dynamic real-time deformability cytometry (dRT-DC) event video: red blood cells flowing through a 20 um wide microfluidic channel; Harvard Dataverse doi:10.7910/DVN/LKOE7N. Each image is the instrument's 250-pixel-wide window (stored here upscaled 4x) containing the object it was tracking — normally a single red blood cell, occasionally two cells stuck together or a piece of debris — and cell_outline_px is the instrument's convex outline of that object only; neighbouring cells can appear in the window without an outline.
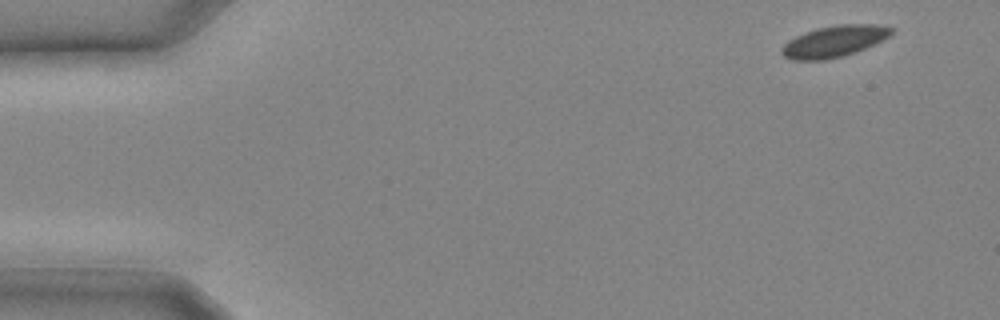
{"species": "common noctule bat (a hibernating species)", "species_latin": "Nyctalus noctula", "temperature_condition": "cold", "stored_images_in_passage": 11, "camera_frame_rate_fps": 3000, "um_per_image_px": 0.085, "animal": {"sex": "male", "body_mass_g": 20.4}, "frame": {"image": 1, "passage_image": 1, "time_ms": 0.0, "image_size_px": [1000, 320], "cell_outline_px": [[896, 28], [884, 40], [856, 52], [844, 56], [824, 60], [792, 60], [784, 56], [780, 52], [780, 48], [788, 40], [804, 32], [816, 28], [840, 24], [880, 24]], "centroid_in_image_um": [70.91, 3.51], "position_along_channel_um": 14.1, "area_um2": 20.35}}
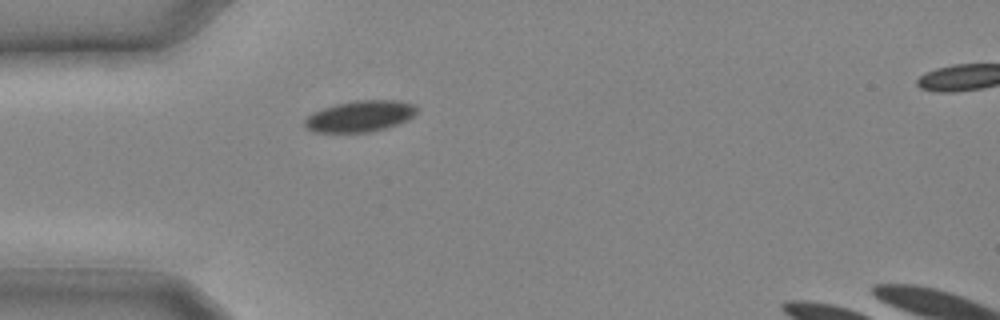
{"frame": {"image": 2, "passage_image": 7, "time_ms": 2.0, "image_size_px": [1000, 320], "cell_outline_px": [[416, 112], [408, 120], [384, 128], [368, 132], [312, 132], [304, 124], [304, 120], [312, 112], [336, 104], [356, 100], [396, 100], [416, 104]], "centroid_in_image_um": [30.59, 9.87], "position_along_channel_um": 54.4, "area_um2": 20.23}}
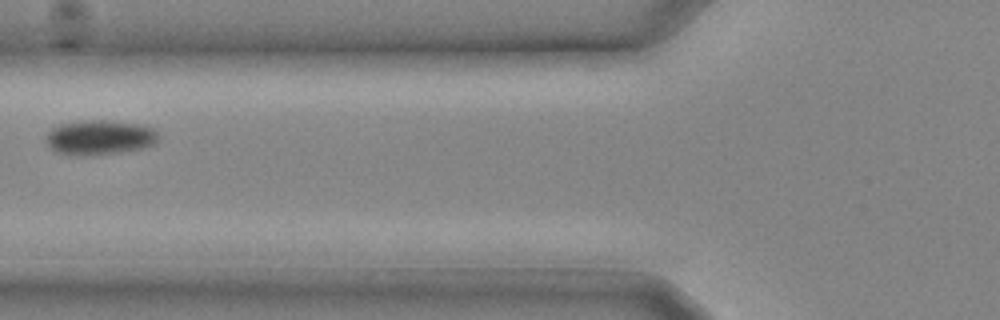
{"frame": {"image": 3, "passage_image": 10, "time_ms": 3.0, "image_size_px": [1000, 320], "cell_outline_px": [[156, 140], [152, 144], [140, 148], [116, 152], [56, 152], [48, 148], [44, 140], [48, 132], [52, 128], [60, 124], [92, 120], [104, 120], [144, 124], [152, 128], [156, 132]], "centroid_in_image_um": [8.44, 11.62], "position_along_channel_um": 117.4, "area_um2": 21.62}}